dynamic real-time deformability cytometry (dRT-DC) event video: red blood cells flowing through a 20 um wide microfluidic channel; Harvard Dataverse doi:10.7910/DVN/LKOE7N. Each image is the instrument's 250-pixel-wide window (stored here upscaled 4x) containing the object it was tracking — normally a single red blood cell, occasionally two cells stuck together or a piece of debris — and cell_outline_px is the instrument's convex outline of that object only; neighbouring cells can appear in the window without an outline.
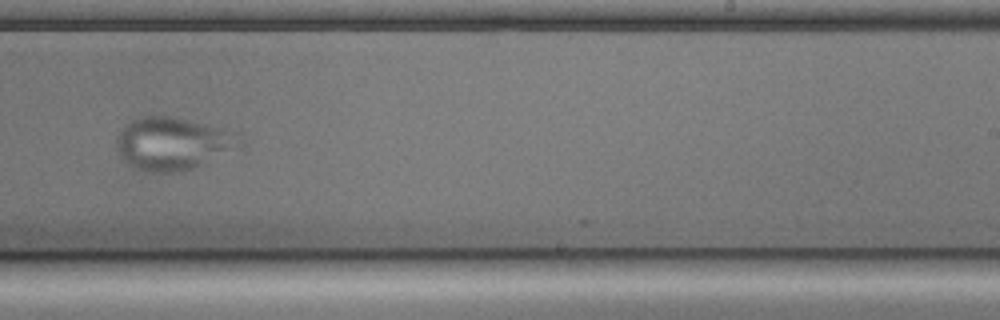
{"species": "common noctule bat (a hibernating species)", "species_latin": "Nyctalus noctula", "temperature_condition": "cold", "stored_images_in_passage": 38, "camera_frame_rate_fps": 3000, "um_per_image_px": 0.085, "animal": {"sex": "male", "body_mass_g": 17.9, "forearm_length_mm": 54.2}, "frame": {"image": 1, "passage_image": 21, "time_ms": 6.667, "image_size_px": [1000, 320], "cell_outline_px": [[228, 132], [220, 148], [200, 164], [192, 168], [180, 172], [148, 172], [136, 168], [128, 164], [120, 156], [116, 148], [116, 136], [124, 124], [132, 120], [144, 116], [168, 116], [204, 124], [220, 128]], "centroid_in_image_um": [14.22, 12.19], "position_along_channel_um": 274.8, "area_um2": 34.51}}